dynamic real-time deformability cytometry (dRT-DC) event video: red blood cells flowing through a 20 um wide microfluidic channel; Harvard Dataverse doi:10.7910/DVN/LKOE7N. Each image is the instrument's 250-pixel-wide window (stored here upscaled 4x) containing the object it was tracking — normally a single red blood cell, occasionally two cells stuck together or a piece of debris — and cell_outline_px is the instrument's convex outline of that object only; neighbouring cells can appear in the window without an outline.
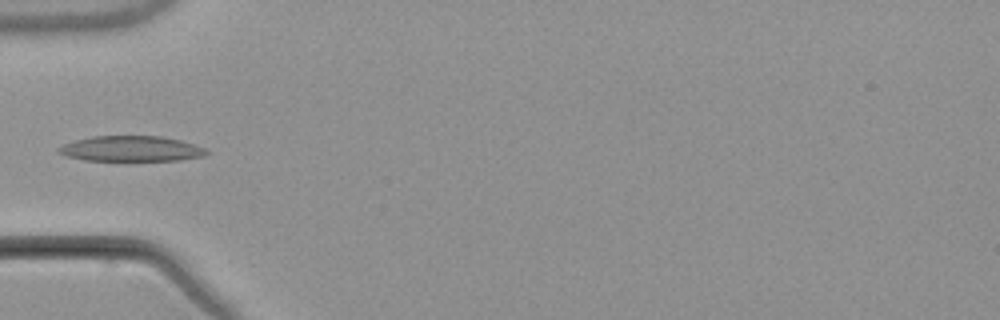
{"species": "common noctule bat (a hibernating species)", "species_latin": "Nyctalus noctula", "temperature_condition": "warm", "stored_images_in_passage": 4, "camera_frame_rate_fps": 3000, "um_per_image_px": 0.085, "animal": {"sex": "male", "body_mass_g": 21.5, "forearm_length_mm": 52.0}, "frame": {"image": 1, "passage_image": 4, "time_ms": 4.333, "image_size_px": [1000, 320], "cell_outline_px": [[208, 152], [204, 156], [180, 160], [124, 164], [84, 160], [68, 156], [56, 152], [56, 148], [64, 144], [76, 140], [92, 136], [160, 136], [180, 140], [204, 148]], "centroid_in_image_um": [11.11, 12.7], "position_along_channel_um": 73.9, "area_um2": 23.06}}